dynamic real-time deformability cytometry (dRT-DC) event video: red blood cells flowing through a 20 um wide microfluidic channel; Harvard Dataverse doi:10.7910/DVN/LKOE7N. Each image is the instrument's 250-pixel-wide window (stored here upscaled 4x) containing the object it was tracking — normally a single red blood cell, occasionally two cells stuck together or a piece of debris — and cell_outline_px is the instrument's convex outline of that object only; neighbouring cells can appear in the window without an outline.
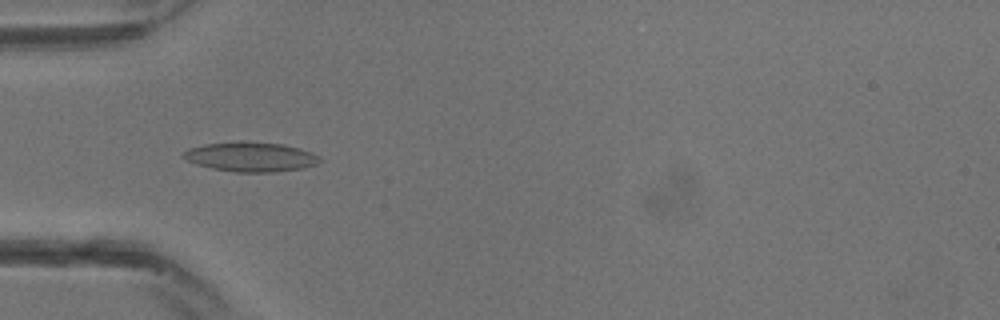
{"species": "common noctule bat (a hibernating species)", "species_latin": "Nyctalus noctula", "temperature_condition": "warm", "stored_images_in_passage": 22, "camera_frame_rate_fps": 3000, "um_per_image_px": 0.085, "animal": {"sex": "male", "body_mass_g": 13.3}, "frame": {"image": 1, "passage_image": 5, "time_ms": 1.333, "image_size_px": [1000, 320], "cell_outline_px": [[324, 160], [316, 164], [304, 168], [276, 172], [236, 172], [212, 168], [196, 164], [180, 156], [188, 148], [204, 144], [240, 140], [248, 140], [284, 144], [300, 148], [312, 152], [320, 156]], "centroid_in_image_um": [21.35, 13.31], "position_along_channel_um": 63.7, "area_um2": 24.04}}
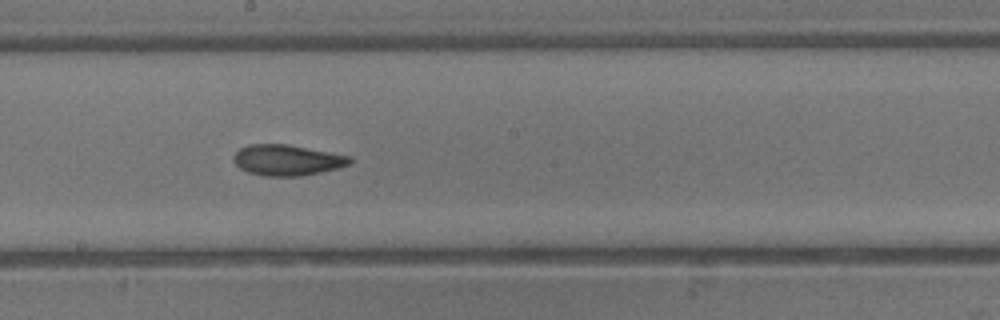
{"frame": {"image": 2, "passage_image": 12, "time_ms": 3.667, "image_size_px": [1000, 320], "cell_outline_px": [[352, 160], [348, 164], [336, 168], [320, 172], [300, 176], [264, 176], [248, 172], [240, 168], [232, 160], [232, 156], [240, 148], [248, 144], [288, 144], [352, 156]], "centroid_in_image_um": [24.37, 13.6], "position_along_channel_um": 223.8, "area_um2": 20.87}}
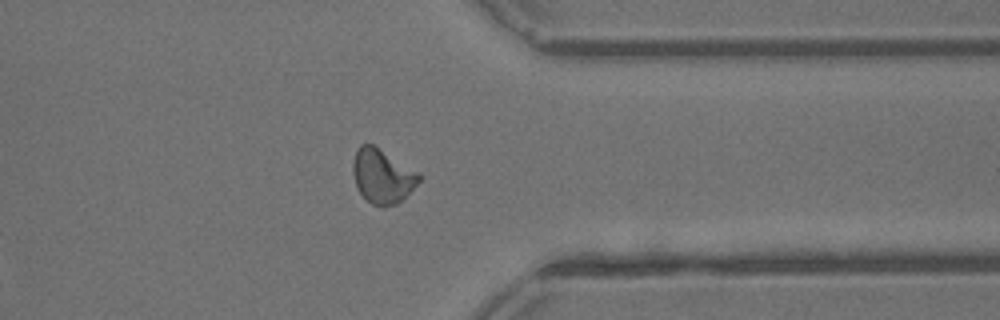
{"frame": {"image": 3, "passage_image": 19, "time_ms": 6.0, "image_size_px": [1000, 320], "cell_outline_px": [[420, 180], [396, 204], [384, 208], [372, 204], [356, 188], [352, 172], [352, 164], [356, 152], [360, 144], [372, 144], [420, 172]], "centroid_in_image_um": [32.48, 14.97], "position_along_channel_um": 378.9, "area_um2": 20.75}}